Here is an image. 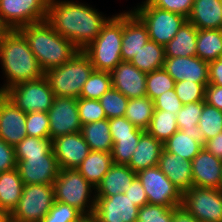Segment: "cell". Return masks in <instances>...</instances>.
<instances>
[{
    "instance_id": "obj_18",
    "label": "cell",
    "mask_w": 222,
    "mask_h": 222,
    "mask_svg": "<svg viewBox=\"0 0 222 222\" xmlns=\"http://www.w3.org/2000/svg\"><path fill=\"white\" fill-rule=\"evenodd\" d=\"M163 68L175 80L202 83L205 87L209 84L208 62L198 56L191 57H166Z\"/></svg>"
},
{
    "instance_id": "obj_13",
    "label": "cell",
    "mask_w": 222,
    "mask_h": 222,
    "mask_svg": "<svg viewBox=\"0 0 222 222\" xmlns=\"http://www.w3.org/2000/svg\"><path fill=\"white\" fill-rule=\"evenodd\" d=\"M47 114L51 140L62 135L81 132L82 125L77 108V98L55 96Z\"/></svg>"
},
{
    "instance_id": "obj_35",
    "label": "cell",
    "mask_w": 222,
    "mask_h": 222,
    "mask_svg": "<svg viewBox=\"0 0 222 222\" xmlns=\"http://www.w3.org/2000/svg\"><path fill=\"white\" fill-rule=\"evenodd\" d=\"M110 88H112L111 73L93 70L88 80L84 83L80 97L99 100Z\"/></svg>"
},
{
    "instance_id": "obj_29",
    "label": "cell",
    "mask_w": 222,
    "mask_h": 222,
    "mask_svg": "<svg viewBox=\"0 0 222 222\" xmlns=\"http://www.w3.org/2000/svg\"><path fill=\"white\" fill-rule=\"evenodd\" d=\"M24 183L17 168L0 173V207L2 211L11 213L23 193Z\"/></svg>"
},
{
    "instance_id": "obj_59",
    "label": "cell",
    "mask_w": 222,
    "mask_h": 222,
    "mask_svg": "<svg viewBox=\"0 0 222 222\" xmlns=\"http://www.w3.org/2000/svg\"><path fill=\"white\" fill-rule=\"evenodd\" d=\"M220 190L222 191V178H221V183H220Z\"/></svg>"
},
{
    "instance_id": "obj_9",
    "label": "cell",
    "mask_w": 222,
    "mask_h": 222,
    "mask_svg": "<svg viewBox=\"0 0 222 222\" xmlns=\"http://www.w3.org/2000/svg\"><path fill=\"white\" fill-rule=\"evenodd\" d=\"M3 94L24 113L48 112L55 98V94L44 76L34 81L14 85Z\"/></svg>"
},
{
    "instance_id": "obj_48",
    "label": "cell",
    "mask_w": 222,
    "mask_h": 222,
    "mask_svg": "<svg viewBox=\"0 0 222 222\" xmlns=\"http://www.w3.org/2000/svg\"><path fill=\"white\" fill-rule=\"evenodd\" d=\"M152 6L178 13L186 18L191 14L194 0H147Z\"/></svg>"
},
{
    "instance_id": "obj_2",
    "label": "cell",
    "mask_w": 222,
    "mask_h": 222,
    "mask_svg": "<svg viewBox=\"0 0 222 222\" xmlns=\"http://www.w3.org/2000/svg\"><path fill=\"white\" fill-rule=\"evenodd\" d=\"M0 64L5 83L0 93L22 82L44 76V71L31 51L26 39L18 30H5L0 37Z\"/></svg>"
},
{
    "instance_id": "obj_6",
    "label": "cell",
    "mask_w": 222,
    "mask_h": 222,
    "mask_svg": "<svg viewBox=\"0 0 222 222\" xmlns=\"http://www.w3.org/2000/svg\"><path fill=\"white\" fill-rule=\"evenodd\" d=\"M53 186L55 201L68 204L83 215L94 213L95 187L77 169H60Z\"/></svg>"
},
{
    "instance_id": "obj_16",
    "label": "cell",
    "mask_w": 222,
    "mask_h": 222,
    "mask_svg": "<svg viewBox=\"0 0 222 222\" xmlns=\"http://www.w3.org/2000/svg\"><path fill=\"white\" fill-rule=\"evenodd\" d=\"M52 148L60 169H76L90 152L81 132L53 139Z\"/></svg>"
},
{
    "instance_id": "obj_11",
    "label": "cell",
    "mask_w": 222,
    "mask_h": 222,
    "mask_svg": "<svg viewBox=\"0 0 222 222\" xmlns=\"http://www.w3.org/2000/svg\"><path fill=\"white\" fill-rule=\"evenodd\" d=\"M199 222H222V191L193 186L183 192L182 204Z\"/></svg>"
},
{
    "instance_id": "obj_15",
    "label": "cell",
    "mask_w": 222,
    "mask_h": 222,
    "mask_svg": "<svg viewBox=\"0 0 222 222\" xmlns=\"http://www.w3.org/2000/svg\"><path fill=\"white\" fill-rule=\"evenodd\" d=\"M139 207L123 194L96 197L94 215L97 222H137Z\"/></svg>"
},
{
    "instance_id": "obj_45",
    "label": "cell",
    "mask_w": 222,
    "mask_h": 222,
    "mask_svg": "<svg viewBox=\"0 0 222 222\" xmlns=\"http://www.w3.org/2000/svg\"><path fill=\"white\" fill-rule=\"evenodd\" d=\"M173 207L145 204L138 211L137 222H172Z\"/></svg>"
},
{
    "instance_id": "obj_57",
    "label": "cell",
    "mask_w": 222,
    "mask_h": 222,
    "mask_svg": "<svg viewBox=\"0 0 222 222\" xmlns=\"http://www.w3.org/2000/svg\"><path fill=\"white\" fill-rule=\"evenodd\" d=\"M0 222H11L10 214L4 211L0 213Z\"/></svg>"
},
{
    "instance_id": "obj_58",
    "label": "cell",
    "mask_w": 222,
    "mask_h": 222,
    "mask_svg": "<svg viewBox=\"0 0 222 222\" xmlns=\"http://www.w3.org/2000/svg\"><path fill=\"white\" fill-rule=\"evenodd\" d=\"M5 31V29L2 27V25L0 24V37L2 35V33Z\"/></svg>"
},
{
    "instance_id": "obj_40",
    "label": "cell",
    "mask_w": 222,
    "mask_h": 222,
    "mask_svg": "<svg viewBox=\"0 0 222 222\" xmlns=\"http://www.w3.org/2000/svg\"><path fill=\"white\" fill-rule=\"evenodd\" d=\"M128 100L125 95L112 87L101 96L99 102L106 118L111 119L124 116Z\"/></svg>"
},
{
    "instance_id": "obj_52",
    "label": "cell",
    "mask_w": 222,
    "mask_h": 222,
    "mask_svg": "<svg viewBox=\"0 0 222 222\" xmlns=\"http://www.w3.org/2000/svg\"><path fill=\"white\" fill-rule=\"evenodd\" d=\"M205 102L222 111V86L208 84L205 87Z\"/></svg>"
},
{
    "instance_id": "obj_37",
    "label": "cell",
    "mask_w": 222,
    "mask_h": 222,
    "mask_svg": "<svg viewBox=\"0 0 222 222\" xmlns=\"http://www.w3.org/2000/svg\"><path fill=\"white\" fill-rule=\"evenodd\" d=\"M16 157H35L41 155H55L50 138L26 136L15 146Z\"/></svg>"
},
{
    "instance_id": "obj_20",
    "label": "cell",
    "mask_w": 222,
    "mask_h": 222,
    "mask_svg": "<svg viewBox=\"0 0 222 222\" xmlns=\"http://www.w3.org/2000/svg\"><path fill=\"white\" fill-rule=\"evenodd\" d=\"M191 162L193 186L220 189L222 159L214 156L203 147Z\"/></svg>"
},
{
    "instance_id": "obj_54",
    "label": "cell",
    "mask_w": 222,
    "mask_h": 222,
    "mask_svg": "<svg viewBox=\"0 0 222 222\" xmlns=\"http://www.w3.org/2000/svg\"><path fill=\"white\" fill-rule=\"evenodd\" d=\"M203 147L214 156L222 159V132L214 138L207 140Z\"/></svg>"
},
{
    "instance_id": "obj_36",
    "label": "cell",
    "mask_w": 222,
    "mask_h": 222,
    "mask_svg": "<svg viewBox=\"0 0 222 222\" xmlns=\"http://www.w3.org/2000/svg\"><path fill=\"white\" fill-rule=\"evenodd\" d=\"M198 126L203 135L204 145L207 140L214 138L222 132V111L205 103Z\"/></svg>"
},
{
    "instance_id": "obj_34",
    "label": "cell",
    "mask_w": 222,
    "mask_h": 222,
    "mask_svg": "<svg viewBox=\"0 0 222 222\" xmlns=\"http://www.w3.org/2000/svg\"><path fill=\"white\" fill-rule=\"evenodd\" d=\"M177 130L179 128L174 113L164 110H154L149 128L146 131L164 143Z\"/></svg>"
},
{
    "instance_id": "obj_1",
    "label": "cell",
    "mask_w": 222,
    "mask_h": 222,
    "mask_svg": "<svg viewBox=\"0 0 222 222\" xmlns=\"http://www.w3.org/2000/svg\"><path fill=\"white\" fill-rule=\"evenodd\" d=\"M98 9L74 0H48L46 21L79 50L95 40L111 18Z\"/></svg>"
},
{
    "instance_id": "obj_44",
    "label": "cell",
    "mask_w": 222,
    "mask_h": 222,
    "mask_svg": "<svg viewBox=\"0 0 222 222\" xmlns=\"http://www.w3.org/2000/svg\"><path fill=\"white\" fill-rule=\"evenodd\" d=\"M25 128L29 137L50 138L47 112L36 111L26 113Z\"/></svg>"
},
{
    "instance_id": "obj_27",
    "label": "cell",
    "mask_w": 222,
    "mask_h": 222,
    "mask_svg": "<svg viewBox=\"0 0 222 222\" xmlns=\"http://www.w3.org/2000/svg\"><path fill=\"white\" fill-rule=\"evenodd\" d=\"M197 28L188 20L179 28L175 37L165 47L166 57L196 56Z\"/></svg>"
},
{
    "instance_id": "obj_39",
    "label": "cell",
    "mask_w": 222,
    "mask_h": 222,
    "mask_svg": "<svg viewBox=\"0 0 222 222\" xmlns=\"http://www.w3.org/2000/svg\"><path fill=\"white\" fill-rule=\"evenodd\" d=\"M174 87L175 80L164 68L147 73L146 96H148L152 101L167 90L174 89Z\"/></svg>"
},
{
    "instance_id": "obj_41",
    "label": "cell",
    "mask_w": 222,
    "mask_h": 222,
    "mask_svg": "<svg viewBox=\"0 0 222 222\" xmlns=\"http://www.w3.org/2000/svg\"><path fill=\"white\" fill-rule=\"evenodd\" d=\"M113 141L112 160L115 164L128 165L136 150L140 136L111 137Z\"/></svg>"
},
{
    "instance_id": "obj_33",
    "label": "cell",
    "mask_w": 222,
    "mask_h": 222,
    "mask_svg": "<svg viewBox=\"0 0 222 222\" xmlns=\"http://www.w3.org/2000/svg\"><path fill=\"white\" fill-rule=\"evenodd\" d=\"M154 112V101L148 96L128 100L124 116L137 128L146 131Z\"/></svg>"
},
{
    "instance_id": "obj_25",
    "label": "cell",
    "mask_w": 222,
    "mask_h": 222,
    "mask_svg": "<svg viewBox=\"0 0 222 222\" xmlns=\"http://www.w3.org/2000/svg\"><path fill=\"white\" fill-rule=\"evenodd\" d=\"M187 19L197 29H222L221 0H194Z\"/></svg>"
},
{
    "instance_id": "obj_46",
    "label": "cell",
    "mask_w": 222,
    "mask_h": 222,
    "mask_svg": "<svg viewBox=\"0 0 222 222\" xmlns=\"http://www.w3.org/2000/svg\"><path fill=\"white\" fill-rule=\"evenodd\" d=\"M83 214L68 204L54 201L50 211L43 217L41 222H75Z\"/></svg>"
},
{
    "instance_id": "obj_22",
    "label": "cell",
    "mask_w": 222,
    "mask_h": 222,
    "mask_svg": "<svg viewBox=\"0 0 222 222\" xmlns=\"http://www.w3.org/2000/svg\"><path fill=\"white\" fill-rule=\"evenodd\" d=\"M157 166L182 193L193 187L191 161L163 149Z\"/></svg>"
},
{
    "instance_id": "obj_43",
    "label": "cell",
    "mask_w": 222,
    "mask_h": 222,
    "mask_svg": "<svg viewBox=\"0 0 222 222\" xmlns=\"http://www.w3.org/2000/svg\"><path fill=\"white\" fill-rule=\"evenodd\" d=\"M77 108L81 125L93 123L106 118L104 109L99 100L79 97L77 99Z\"/></svg>"
},
{
    "instance_id": "obj_21",
    "label": "cell",
    "mask_w": 222,
    "mask_h": 222,
    "mask_svg": "<svg viewBox=\"0 0 222 222\" xmlns=\"http://www.w3.org/2000/svg\"><path fill=\"white\" fill-rule=\"evenodd\" d=\"M148 40V30L143 22L130 9L123 11L122 61L130 62Z\"/></svg>"
},
{
    "instance_id": "obj_50",
    "label": "cell",
    "mask_w": 222,
    "mask_h": 222,
    "mask_svg": "<svg viewBox=\"0 0 222 222\" xmlns=\"http://www.w3.org/2000/svg\"><path fill=\"white\" fill-rule=\"evenodd\" d=\"M17 166L15 147L0 137V173L15 169Z\"/></svg>"
},
{
    "instance_id": "obj_26",
    "label": "cell",
    "mask_w": 222,
    "mask_h": 222,
    "mask_svg": "<svg viewBox=\"0 0 222 222\" xmlns=\"http://www.w3.org/2000/svg\"><path fill=\"white\" fill-rule=\"evenodd\" d=\"M163 148L171 154L180 155L185 160L192 161L203 149V135L201 132L190 133L177 130L163 143Z\"/></svg>"
},
{
    "instance_id": "obj_56",
    "label": "cell",
    "mask_w": 222,
    "mask_h": 222,
    "mask_svg": "<svg viewBox=\"0 0 222 222\" xmlns=\"http://www.w3.org/2000/svg\"><path fill=\"white\" fill-rule=\"evenodd\" d=\"M75 222H97L94 214L82 215Z\"/></svg>"
},
{
    "instance_id": "obj_28",
    "label": "cell",
    "mask_w": 222,
    "mask_h": 222,
    "mask_svg": "<svg viewBox=\"0 0 222 222\" xmlns=\"http://www.w3.org/2000/svg\"><path fill=\"white\" fill-rule=\"evenodd\" d=\"M113 164L112 154L101 151H90L88 156L76 168L81 175L95 188Z\"/></svg>"
},
{
    "instance_id": "obj_55",
    "label": "cell",
    "mask_w": 222,
    "mask_h": 222,
    "mask_svg": "<svg viewBox=\"0 0 222 222\" xmlns=\"http://www.w3.org/2000/svg\"><path fill=\"white\" fill-rule=\"evenodd\" d=\"M172 222H199V221L181 205L178 207H173Z\"/></svg>"
},
{
    "instance_id": "obj_30",
    "label": "cell",
    "mask_w": 222,
    "mask_h": 222,
    "mask_svg": "<svg viewBox=\"0 0 222 222\" xmlns=\"http://www.w3.org/2000/svg\"><path fill=\"white\" fill-rule=\"evenodd\" d=\"M81 134L89 145L90 151L112 152L113 141L109 128V119L105 118L82 125Z\"/></svg>"
},
{
    "instance_id": "obj_7",
    "label": "cell",
    "mask_w": 222,
    "mask_h": 222,
    "mask_svg": "<svg viewBox=\"0 0 222 222\" xmlns=\"http://www.w3.org/2000/svg\"><path fill=\"white\" fill-rule=\"evenodd\" d=\"M138 4L131 11L146 26L149 39L162 46L170 42L179 28L188 20L181 14L152 6L147 0Z\"/></svg>"
},
{
    "instance_id": "obj_19",
    "label": "cell",
    "mask_w": 222,
    "mask_h": 222,
    "mask_svg": "<svg viewBox=\"0 0 222 222\" xmlns=\"http://www.w3.org/2000/svg\"><path fill=\"white\" fill-rule=\"evenodd\" d=\"M112 87L128 99L146 96L147 73L130 62H120L111 72Z\"/></svg>"
},
{
    "instance_id": "obj_32",
    "label": "cell",
    "mask_w": 222,
    "mask_h": 222,
    "mask_svg": "<svg viewBox=\"0 0 222 222\" xmlns=\"http://www.w3.org/2000/svg\"><path fill=\"white\" fill-rule=\"evenodd\" d=\"M165 59V47L149 39L138 53L133 56L130 63L140 71L149 73L163 68Z\"/></svg>"
},
{
    "instance_id": "obj_14",
    "label": "cell",
    "mask_w": 222,
    "mask_h": 222,
    "mask_svg": "<svg viewBox=\"0 0 222 222\" xmlns=\"http://www.w3.org/2000/svg\"><path fill=\"white\" fill-rule=\"evenodd\" d=\"M17 170L24 185H53L60 168L55 155L16 157Z\"/></svg>"
},
{
    "instance_id": "obj_5",
    "label": "cell",
    "mask_w": 222,
    "mask_h": 222,
    "mask_svg": "<svg viewBox=\"0 0 222 222\" xmlns=\"http://www.w3.org/2000/svg\"><path fill=\"white\" fill-rule=\"evenodd\" d=\"M94 70L90 58L79 50L63 65L44 72L55 96L79 98L84 83Z\"/></svg>"
},
{
    "instance_id": "obj_51",
    "label": "cell",
    "mask_w": 222,
    "mask_h": 222,
    "mask_svg": "<svg viewBox=\"0 0 222 222\" xmlns=\"http://www.w3.org/2000/svg\"><path fill=\"white\" fill-rule=\"evenodd\" d=\"M127 197H129L133 203L141 208L145 204H148V198L141 181L136 176L129 186L128 190L124 192Z\"/></svg>"
},
{
    "instance_id": "obj_42",
    "label": "cell",
    "mask_w": 222,
    "mask_h": 222,
    "mask_svg": "<svg viewBox=\"0 0 222 222\" xmlns=\"http://www.w3.org/2000/svg\"><path fill=\"white\" fill-rule=\"evenodd\" d=\"M174 89L183 105L205 101V86L202 83L183 80L175 82Z\"/></svg>"
},
{
    "instance_id": "obj_23",
    "label": "cell",
    "mask_w": 222,
    "mask_h": 222,
    "mask_svg": "<svg viewBox=\"0 0 222 222\" xmlns=\"http://www.w3.org/2000/svg\"><path fill=\"white\" fill-rule=\"evenodd\" d=\"M135 177L136 172L127 165L113 163L95 188V197H109L116 194H123L131 186Z\"/></svg>"
},
{
    "instance_id": "obj_12",
    "label": "cell",
    "mask_w": 222,
    "mask_h": 222,
    "mask_svg": "<svg viewBox=\"0 0 222 222\" xmlns=\"http://www.w3.org/2000/svg\"><path fill=\"white\" fill-rule=\"evenodd\" d=\"M146 192L148 203L165 207H178L182 204L183 193L177 188L158 166L136 173Z\"/></svg>"
},
{
    "instance_id": "obj_38",
    "label": "cell",
    "mask_w": 222,
    "mask_h": 222,
    "mask_svg": "<svg viewBox=\"0 0 222 222\" xmlns=\"http://www.w3.org/2000/svg\"><path fill=\"white\" fill-rule=\"evenodd\" d=\"M205 101L184 104L176 115L179 130L182 132H201L198 126L199 118L203 111Z\"/></svg>"
},
{
    "instance_id": "obj_53",
    "label": "cell",
    "mask_w": 222,
    "mask_h": 222,
    "mask_svg": "<svg viewBox=\"0 0 222 222\" xmlns=\"http://www.w3.org/2000/svg\"><path fill=\"white\" fill-rule=\"evenodd\" d=\"M209 84L222 86V58L208 63Z\"/></svg>"
},
{
    "instance_id": "obj_4",
    "label": "cell",
    "mask_w": 222,
    "mask_h": 222,
    "mask_svg": "<svg viewBox=\"0 0 222 222\" xmlns=\"http://www.w3.org/2000/svg\"><path fill=\"white\" fill-rule=\"evenodd\" d=\"M123 36V12L112 15L101 32L82 51L90 58L94 70L111 72L120 62Z\"/></svg>"
},
{
    "instance_id": "obj_47",
    "label": "cell",
    "mask_w": 222,
    "mask_h": 222,
    "mask_svg": "<svg viewBox=\"0 0 222 222\" xmlns=\"http://www.w3.org/2000/svg\"><path fill=\"white\" fill-rule=\"evenodd\" d=\"M111 137L141 136L145 131L134 126L125 116L109 119Z\"/></svg>"
},
{
    "instance_id": "obj_17",
    "label": "cell",
    "mask_w": 222,
    "mask_h": 222,
    "mask_svg": "<svg viewBox=\"0 0 222 222\" xmlns=\"http://www.w3.org/2000/svg\"><path fill=\"white\" fill-rule=\"evenodd\" d=\"M26 113L0 93V137L15 147L27 136Z\"/></svg>"
},
{
    "instance_id": "obj_31",
    "label": "cell",
    "mask_w": 222,
    "mask_h": 222,
    "mask_svg": "<svg viewBox=\"0 0 222 222\" xmlns=\"http://www.w3.org/2000/svg\"><path fill=\"white\" fill-rule=\"evenodd\" d=\"M196 56L208 63L222 58V29H197Z\"/></svg>"
},
{
    "instance_id": "obj_49",
    "label": "cell",
    "mask_w": 222,
    "mask_h": 222,
    "mask_svg": "<svg viewBox=\"0 0 222 222\" xmlns=\"http://www.w3.org/2000/svg\"><path fill=\"white\" fill-rule=\"evenodd\" d=\"M183 104L178 98L175 89L167 90L154 100V110L169 111L177 115Z\"/></svg>"
},
{
    "instance_id": "obj_24",
    "label": "cell",
    "mask_w": 222,
    "mask_h": 222,
    "mask_svg": "<svg viewBox=\"0 0 222 222\" xmlns=\"http://www.w3.org/2000/svg\"><path fill=\"white\" fill-rule=\"evenodd\" d=\"M163 149V142L145 131L140 136L136 150L127 166L136 173L157 166Z\"/></svg>"
},
{
    "instance_id": "obj_8",
    "label": "cell",
    "mask_w": 222,
    "mask_h": 222,
    "mask_svg": "<svg viewBox=\"0 0 222 222\" xmlns=\"http://www.w3.org/2000/svg\"><path fill=\"white\" fill-rule=\"evenodd\" d=\"M55 201L54 186L27 184L22 196L10 213L11 222H41Z\"/></svg>"
},
{
    "instance_id": "obj_10",
    "label": "cell",
    "mask_w": 222,
    "mask_h": 222,
    "mask_svg": "<svg viewBox=\"0 0 222 222\" xmlns=\"http://www.w3.org/2000/svg\"><path fill=\"white\" fill-rule=\"evenodd\" d=\"M48 0H0V24L5 30H18L46 20Z\"/></svg>"
},
{
    "instance_id": "obj_3",
    "label": "cell",
    "mask_w": 222,
    "mask_h": 222,
    "mask_svg": "<svg viewBox=\"0 0 222 222\" xmlns=\"http://www.w3.org/2000/svg\"><path fill=\"white\" fill-rule=\"evenodd\" d=\"M18 31L26 39L44 72L63 65L79 51L69 39L56 32L46 20L21 27Z\"/></svg>"
}]
</instances>
